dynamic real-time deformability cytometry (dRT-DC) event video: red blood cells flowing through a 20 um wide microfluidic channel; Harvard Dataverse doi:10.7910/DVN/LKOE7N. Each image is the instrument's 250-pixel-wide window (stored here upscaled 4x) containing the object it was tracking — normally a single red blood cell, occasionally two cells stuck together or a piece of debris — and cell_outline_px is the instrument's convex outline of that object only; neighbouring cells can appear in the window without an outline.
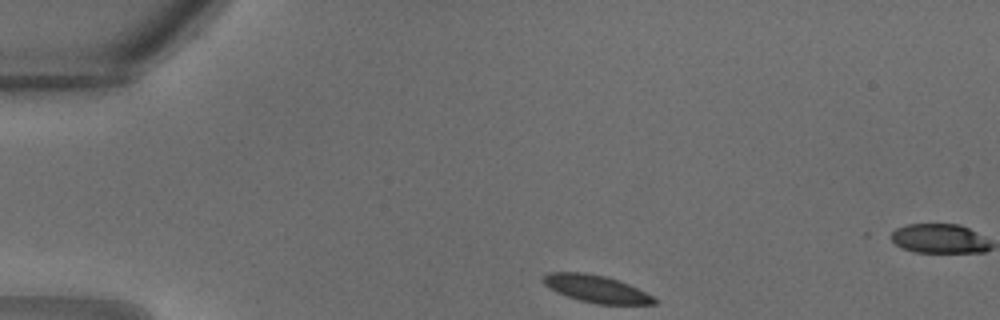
{"species": "common noctule bat (a hibernating species)", "species_latin": "Nyctalus noctula", "temperature_condition": "warm", "stored_images_in_passage": 5, "camera_frame_rate_fps": 3000, "um_per_image_px": 0.085, "animal": {"sex": "male", "body_mass_g": 18.8}, "frame": {"image": 1, "passage_image": 1, "time_ms": 0.0, "image_size_px": [1000, 320], "cell_outline_px": [[660, 300], [656, 304], [596, 304], [580, 300], [556, 292], [548, 288], [544, 284], [544, 276], [548, 272], [584, 272], [604, 276], [628, 284]], "centroid_in_image_um": [50.68, 24.55], "position_along_channel_um": 34.3, "area_um2": 17.46}}